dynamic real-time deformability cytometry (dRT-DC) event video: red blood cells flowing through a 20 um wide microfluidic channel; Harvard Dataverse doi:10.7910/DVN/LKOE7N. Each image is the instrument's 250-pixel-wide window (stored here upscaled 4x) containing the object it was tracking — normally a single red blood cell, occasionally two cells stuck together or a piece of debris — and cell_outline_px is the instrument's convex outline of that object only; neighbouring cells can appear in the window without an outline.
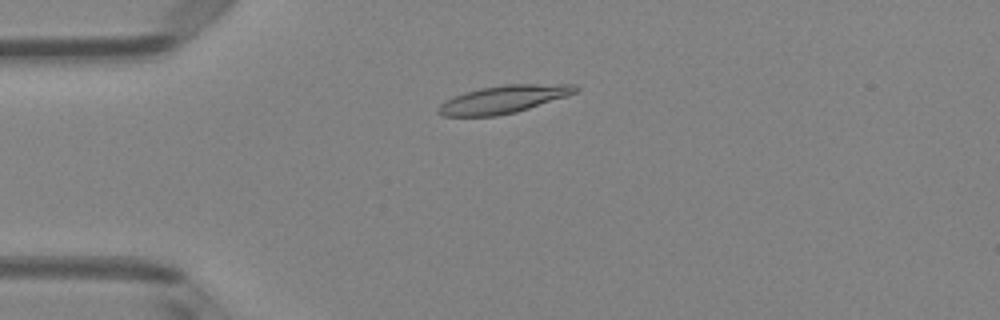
{"species": "Egyptian fruit bat (a non-hibernating species)", "species_latin": "Rousettus aegyptiacus", "temperature_condition": "room temperature", "stored_images_in_passage": 5, "camera_frame_rate_fps": 3000, "um_per_image_px": 0.085, "animal": {"sex": "female"}, "frame": {"image": 1, "passage_image": 3, "time_ms": 0.667, "image_size_px": [1000, 320], "cell_outline_px": [[580, 88], [576, 92], [568, 96], [516, 112], [496, 116], [444, 116], [436, 112], [436, 108], [444, 100], [452, 96], [464, 92], [480, 88], [504, 84], [576, 84]], "centroid_in_image_um": [42.78, 8.43], "position_along_channel_um": 42.2, "area_um2": 22.43}}
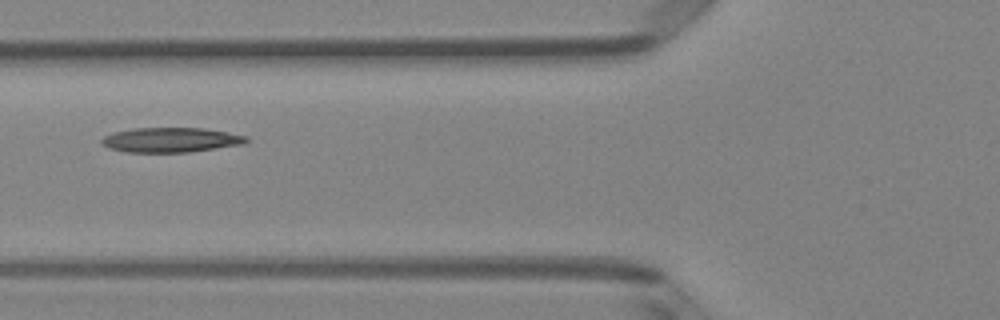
{"frame": {"image": 2, "passage_image": 5, "time_ms": 1.333, "image_size_px": [1000, 320], "cell_outline_px": [[248, 140], [244, 144], [188, 152], [128, 152], [108, 148], [100, 144], [100, 140], [104, 136], [112, 132], [132, 128], [204, 128], [228, 132], [248, 136]], "centroid_in_image_um": [14.49, 11.89], "position_along_channel_um": 111.3, "area_um2": 20.98}}